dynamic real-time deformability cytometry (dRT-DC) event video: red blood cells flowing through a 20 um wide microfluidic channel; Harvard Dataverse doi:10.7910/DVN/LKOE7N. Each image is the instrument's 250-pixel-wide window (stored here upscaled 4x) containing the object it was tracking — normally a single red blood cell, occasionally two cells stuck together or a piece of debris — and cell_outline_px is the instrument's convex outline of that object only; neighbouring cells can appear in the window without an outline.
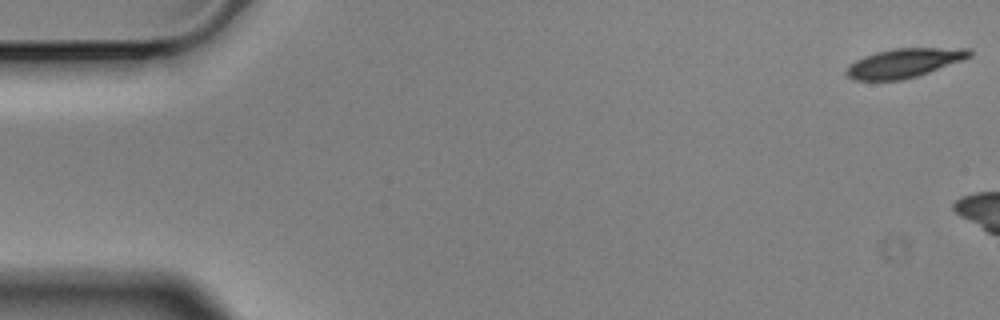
{"species": "Egyptian fruit bat (a non-hibernating species)", "species_latin": "Rousettus aegyptiacus", "temperature_condition": "cold", "stored_images_in_passage": 5, "camera_frame_rate_fps": 3000, "um_per_image_px": 0.085, "animal": {"sex": "male"}, "frame": {"image": 1, "passage_image": 1, "time_ms": 0.0, "image_size_px": [1000, 320], "cell_outline_px": [[972, 56], [964, 60], [916, 76], [900, 80], [852, 80], [844, 72], [856, 60], [864, 56], [876, 52], [892, 48], [972, 48]], "centroid_in_image_um": [76.88, 5.34], "position_along_channel_um": 8.1, "area_um2": 20.81}}